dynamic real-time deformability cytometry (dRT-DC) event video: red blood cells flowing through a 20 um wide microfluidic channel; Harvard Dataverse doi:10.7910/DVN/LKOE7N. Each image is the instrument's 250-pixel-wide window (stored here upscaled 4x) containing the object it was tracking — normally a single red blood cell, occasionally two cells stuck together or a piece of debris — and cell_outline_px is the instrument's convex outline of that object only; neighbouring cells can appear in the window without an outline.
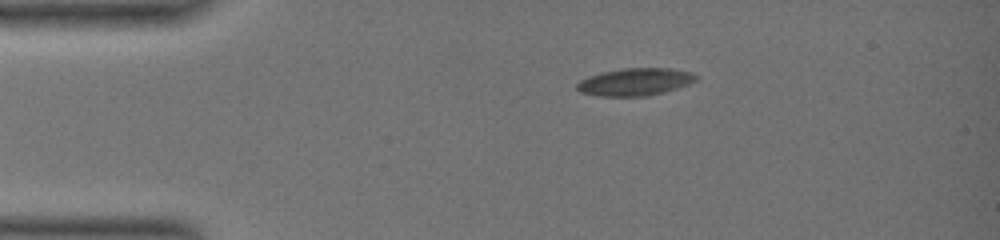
{"species": "common noctule bat (a hibernating species)", "species_latin": "Nyctalus noctula", "temperature_condition": "warm", "stored_images_in_passage": 45, "camera_frame_rate_fps": 3000, "um_per_image_px": 0.085, "animal": {"sex": "female", "body_mass_g": 19.0, "forearm_length_mm": 51.5}, "frame": {"image": 1, "passage_image": 1, "time_ms": 0.0, "image_size_px": [1000, 240], "cell_outline_px": [[700, 76], [696, 80], [688, 84], [664, 92], [648, 96], [596, 96], [580, 92], [576, 88], [576, 84], [580, 80], [588, 76], [604, 72], [624, 68], [668, 68], [692, 72]], "centroid_in_image_um": [53.98, 6.96], "position_along_channel_um": 31.0, "area_um2": 19.07}}
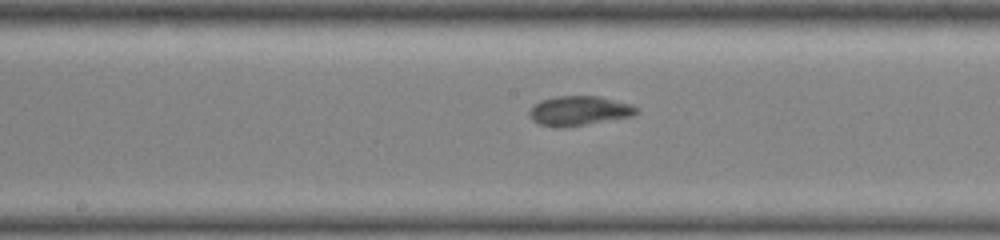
{"frame": {"image": 2, "passage_image": 20, "time_ms": 6.333, "image_size_px": [1000, 240], "cell_outline_px": [[640, 112], [632, 116], [560, 128], [540, 124], [532, 120], [528, 116], [528, 112], [540, 100], [556, 96], [600, 96], [632, 104], [640, 108]], "centroid_in_image_um": [49.25, 9.4], "position_along_channel_um": 199.0, "area_um2": 18.44}}
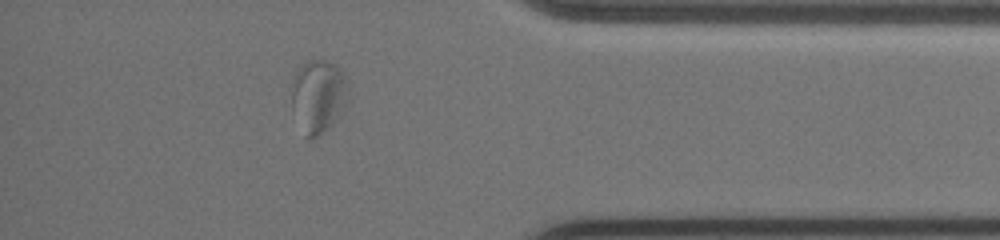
{"frame": {"image": 3, "passage_image": 39, "time_ms": 12.667, "image_size_px": [1000, 240], "cell_outline_px": [[348, 104], [328, 128], [324, 132], [316, 136], [308, 136], [292, 108], [292, 88], [296, 72], [300, 64], [308, 60], [324, 60], [336, 64], [340, 68], [344, 76], [348, 92]], "centroid_in_image_um": [27.09, 8.1], "position_along_channel_um": 408.1, "area_um2": 23.64}}